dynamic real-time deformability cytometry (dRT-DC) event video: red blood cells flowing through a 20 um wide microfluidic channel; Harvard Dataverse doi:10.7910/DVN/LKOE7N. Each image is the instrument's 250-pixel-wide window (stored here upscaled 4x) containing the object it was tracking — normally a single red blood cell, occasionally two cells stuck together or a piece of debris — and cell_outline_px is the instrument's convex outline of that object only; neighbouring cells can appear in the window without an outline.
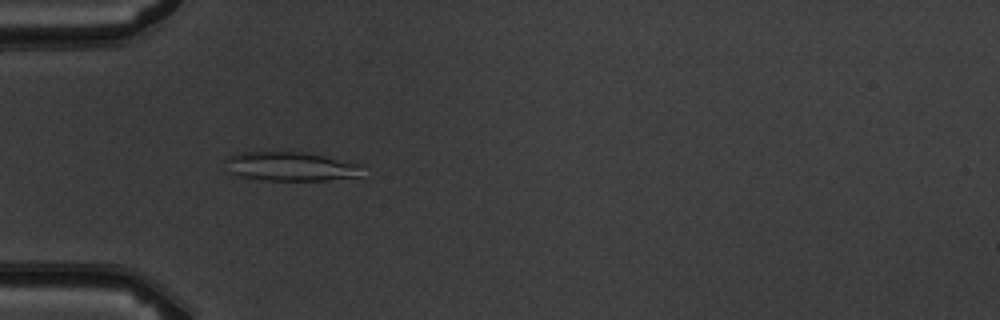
{"species": "common noctule bat (a hibernating species)", "species_latin": "Nyctalus noctula", "temperature_condition": "warm", "stored_images_in_passage": 7, "camera_frame_rate_fps": 3000, "um_per_image_px": 0.085, "animal": {"sex": "male", "body_mass_g": 19.5, "forearm_length_mm": 54.6}, "frame": {"image": 1, "passage_image": 5, "time_ms": 5.333, "image_size_px": [1000, 320], "cell_outline_px": [[364, 164], [360, 176], [324, 180], [264, 180], [240, 176], [228, 172], [224, 160], [228, 156], [236, 152], [304, 152]], "centroid_in_image_um": [24.69, 14.14], "position_along_channel_um": 60.3, "area_um2": 23.35}}